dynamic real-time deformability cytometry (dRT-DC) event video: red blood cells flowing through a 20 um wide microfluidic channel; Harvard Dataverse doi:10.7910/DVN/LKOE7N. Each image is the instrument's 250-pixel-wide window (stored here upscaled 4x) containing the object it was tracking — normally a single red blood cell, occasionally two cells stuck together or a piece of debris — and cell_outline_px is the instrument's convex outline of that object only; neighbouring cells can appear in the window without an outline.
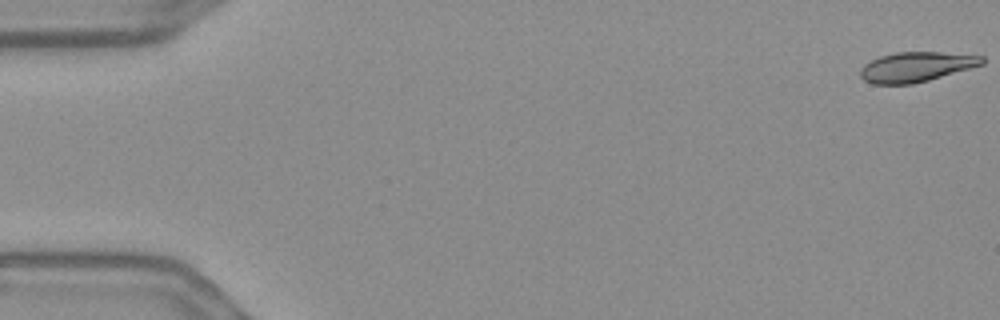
{"species": "Egyptian fruit bat (a non-hibernating species)", "species_latin": "Rousettus aegyptiacus", "temperature_condition": "warm", "stored_images_in_passage": 56, "camera_frame_rate_fps": 3000, "um_per_image_px": 0.085, "frame": {"image": 1, "passage_image": 1, "time_ms": 0.0, "image_size_px": [1000, 320], "cell_outline_px": [[984, 64], [928, 80], [912, 84], [872, 84], [864, 80], [860, 76], [860, 68], [864, 64], [880, 56], [896, 52], [940, 52], [984, 56]], "centroid_in_image_um": [77.85, 5.68], "position_along_channel_um": 7.1, "area_um2": 21.1}}
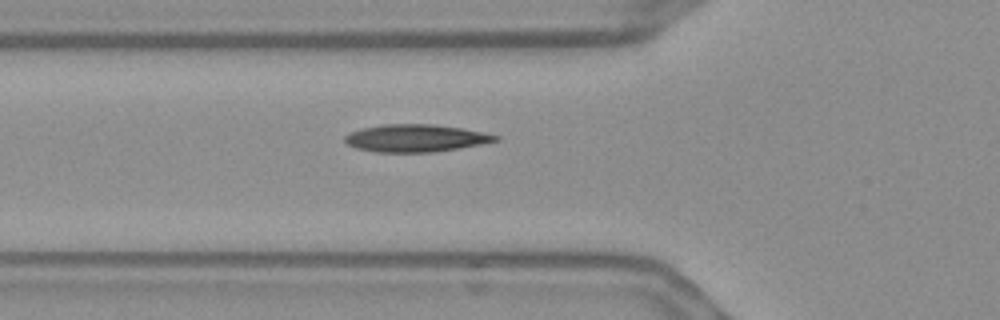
{"frame": {"image": 2, "passage_image": 20, "time_ms": 6.333, "image_size_px": [1000, 320], "cell_outline_px": [[500, 140], [460, 148], [432, 152], [376, 152], [356, 148], [348, 144], [344, 140], [344, 136], [348, 132], [364, 128], [384, 124], [432, 124], [460, 128], [500, 136]], "centroid_in_image_um": [35.3, 11.74], "position_along_channel_um": 90.5, "area_um2": 23.93}}
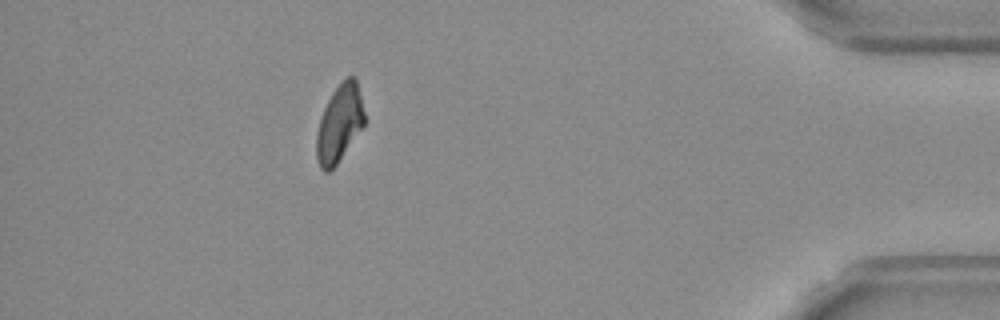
{"frame": {"image": 3, "passage_image": 50, "time_ms": 16.333, "image_size_px": [1000, 320], "cell_outline_px": [[364, 124], [336, 164], [328, 172], [324, 172], [320, 168], [316, 156], [316, 132], [320, 116], [332, 92], [348, 76], [356, 76], [364, 112]], "centroid_in_image_um": [28.82, 10.48], "position_along_channel_um": 406.4, "area_um2": 21.27}, "authors_computed_cell_mechanics": {"area_um2": 22.8599, "velocity_mm_per_s": 3.6662, "shape_relaxation_time_tau1_ms": null, "shape_relaxation_time_tau2_ms": 3.7215, "deformation_change_tau1": null, "deformation_change_tau2": 0.0896}}